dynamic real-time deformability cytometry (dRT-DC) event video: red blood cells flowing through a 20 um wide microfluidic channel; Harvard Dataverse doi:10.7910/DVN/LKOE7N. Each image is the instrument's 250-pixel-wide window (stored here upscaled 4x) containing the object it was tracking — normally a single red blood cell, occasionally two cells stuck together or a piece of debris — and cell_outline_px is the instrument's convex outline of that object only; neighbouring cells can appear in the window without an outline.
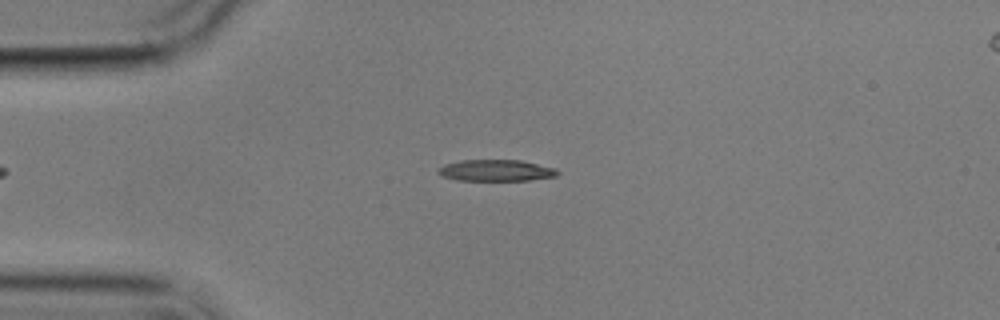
{"species": "common noctule bat (a hibernating species)", "species_latin": "Nyctalus noctula", "temperature_condition": "cold", "stored_images_in_passage": 5, "camera_frame_rate_fps": 3000, "um_per_image_px": 0.085, "animal": {"sex": "male", "body_mass_g": 17.9}, "frame": {"image": 1, "passage_image": 3, "time_ms": 2.333, "image_size_px": [1000, 320], "cell_outline_px": [[560, 172], [556, 176], [528, 180], [456, 180], [444, 176], [436, 172], [444, 164], [460, 160], [520, 160], [556, 168]], "centroid_in_image_um": [42.17, 14.48], "position_along_channel_um": 42.8, "area_um2": 14.8}}
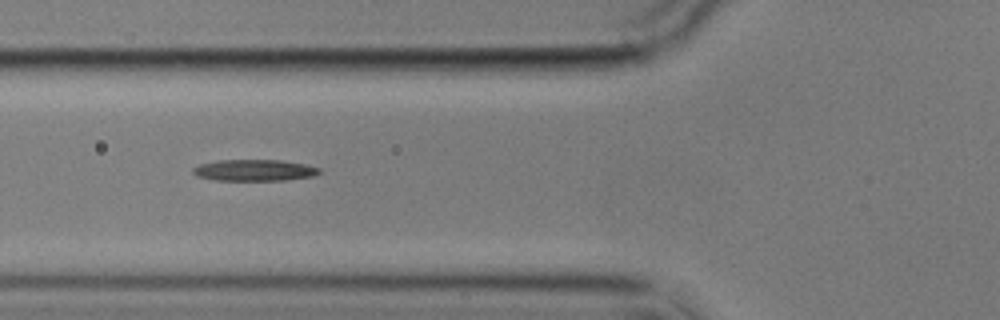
{"frame": {"image": 2, "passage_image": 5, "time_ms": 4.667, "image_size_px": [1000, 320], "cell_outline_px": [[320, 172], [316, 176], [284, 180], [216, 180], [196, 176], [192, 172], [192, 168], [200, 164], [216, 160], [280, 160], [304, 164], [320, 168]], "centroid_in_image_um": [21.61, 14.47], "position_along_channel_um": 104.2, "area_um2": 15.78}}